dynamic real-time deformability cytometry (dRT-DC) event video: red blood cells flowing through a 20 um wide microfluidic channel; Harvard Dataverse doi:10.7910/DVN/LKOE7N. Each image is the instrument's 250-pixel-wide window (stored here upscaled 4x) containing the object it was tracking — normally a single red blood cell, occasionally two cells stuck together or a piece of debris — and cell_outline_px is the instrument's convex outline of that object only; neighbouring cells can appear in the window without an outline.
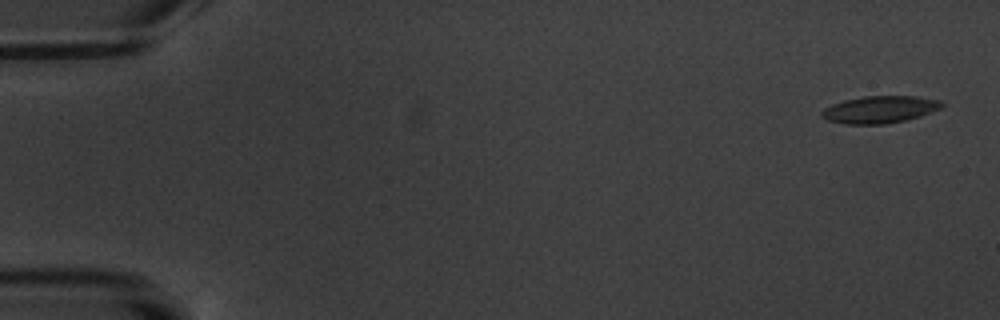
{"species": "common noctule bat (a hibernating species)", "species_latin": "Nyctalus noctula", "temperature_condition": "warm", "stored_images_in_passage": 17, "camera_frame_rate_fps": 3000, "um_per_image_px": 0.085, "animal": {"sex": "male", "body_mass_g": 20.1, "forearm_length_mm": 53.5}, "frame": {"image": 1, "passage_image": 1, "time_ms": 0.0, "image_size_px": [1000, 320], "cell_outline_px": [[944, 104], [940, 108], [932, 112], [920, 116], [904, 120], [884, 124], [844, 124], [828, 120], [820, 116], [820, 112], [824, 108], [832, 104], [844, 100], [864, 96], [916, 96], [940, 100]], "centroid_in_image_um": [74.76, 9.3], "position_along_channel_um": 10.2, "area_um2": 19.02}}
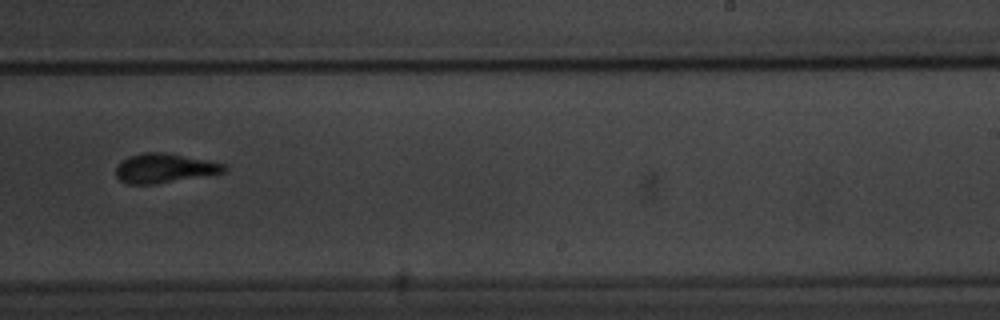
{"frame": {"image": 2, "passage_image": 11, "time_ms": 11.667, "image_size_px": [1000, 320], "cell_outline_px": [[228, 172], [156, 184], [128, 184], [120, 180], [116, 176], [116, 168], [128, 156], [144, 152], [164, 152], [208, 160], [224, 164], [228, 168]], "centroid_in_image_um": [14.02, 14.3], "position_along_channel_um": 275.0, "area_um2": 18.55}}
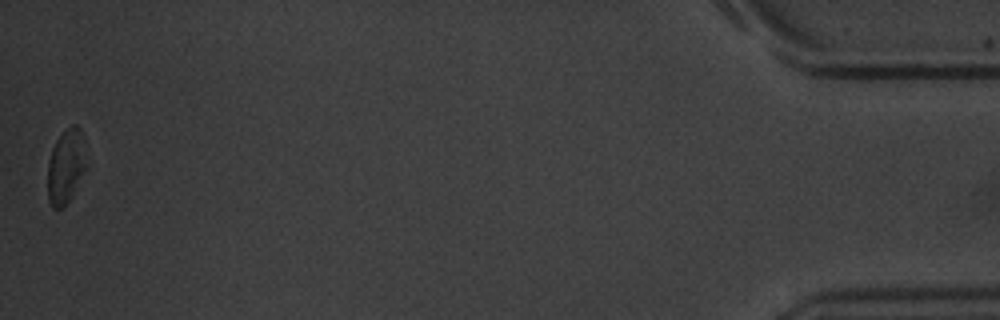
{"frame": {"image": 3, "passage_image": 17, "time_ms": 18.667, "image_size_px": [1000, 320], "cell_outline_px": [[84, 168], [72, 196], [60, 208], [52, 208], [48, 200], [48, 160], [52, 148], [56, 140], [72, 124], [76, 124], [80, 128], [84, 140]], "centroid_in_image_um": [5.56, 14.12], "position_along_channel_um": 429.6, "area_um2": 16.24}, "authors_computed_cell_mechanics": {"area_um2": 18.5538, "velocity_mm_per_s": 3.4818, "shape_relaxation_time_tau1_ms": 4.0171, "shape_relaxation_time_tau2_ms": 5.3615, "deformation_change_tau1": 0.1361, "deformation_change_tau2": 0.1599}}